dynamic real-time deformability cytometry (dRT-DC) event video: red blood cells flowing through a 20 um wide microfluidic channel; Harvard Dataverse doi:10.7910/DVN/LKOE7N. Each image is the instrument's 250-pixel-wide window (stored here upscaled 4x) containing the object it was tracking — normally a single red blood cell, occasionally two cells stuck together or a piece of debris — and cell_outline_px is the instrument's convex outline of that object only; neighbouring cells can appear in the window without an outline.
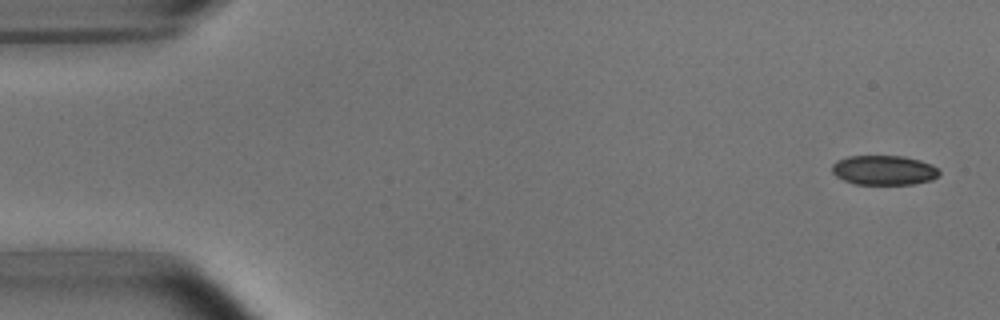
{"species": "common noctule bat (a hibernating species)", "species_latin": "Nyctalus noctula", "temperature_condition": "room temperature", "stored_images_in_passage": 4, "camera_frame_rate_fps": 3000, "um_per_image_px": 0.085, "animal": {"sex": "male", "body_mass_g": 15.6}, "frame": {"image": 1, "passage_image": 1, "time_ms": 0.0, "image_size_px": [1000, 320], "cell_outline_px": [[940, 172], [932, 180], [912, 184], [856, 184], [844, 180], [836, 176], [832, 172], [832, 164], [836, 160], [848, 156], [904, 156], [920, 160], [932, 164]], "centroid_in_image_um": [75.11, 14.46], "position_along_channel_um": 9.9, "area_um2": 18.5}}